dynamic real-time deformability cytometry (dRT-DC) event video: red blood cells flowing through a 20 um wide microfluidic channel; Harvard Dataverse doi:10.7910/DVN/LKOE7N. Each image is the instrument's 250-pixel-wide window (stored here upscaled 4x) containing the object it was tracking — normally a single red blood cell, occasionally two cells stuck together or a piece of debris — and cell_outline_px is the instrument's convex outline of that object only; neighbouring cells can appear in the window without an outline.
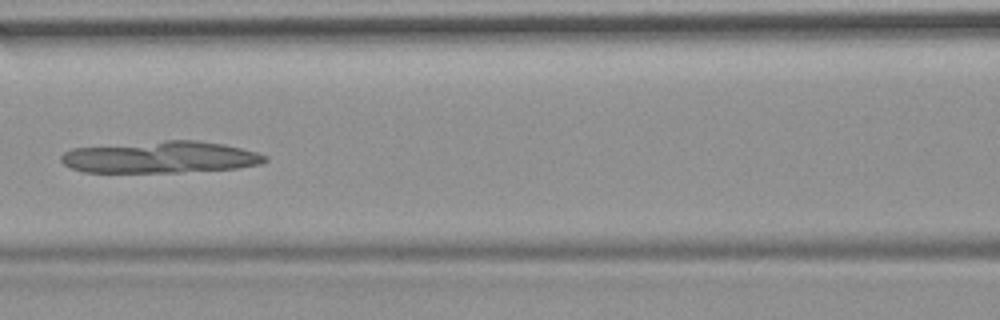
{"species": "common noctule bat (a hibernating species)", "species_latin": "Nyctalus noctula", "temperature_condition": "room temperature", "stored_images_in_passage": 53, "camera_frame_rate_fps": 3000, "um_per_image_px": 0.085, "animal": {"sex": "female", "body_mass_g": 19.9}, "frame": {"image": 1, "passage_image": 23, "time_ms": 7.333, "image_size_px": [1000, 320], "cell_outline_px": [[268, 160], [260, 164], [236, 168], [180, 172], [84, 172], [72, 168], [64, 164], [60, 160], [60, 156], [64, 152], [72, 148], [168, 140], [196, 140], [224, 144], [256, 152], [268, 156]], "centroid_in_image_um": [13.64, 13.36], "position_along_channel_um": 153.0, "area_um2": 37.63}}